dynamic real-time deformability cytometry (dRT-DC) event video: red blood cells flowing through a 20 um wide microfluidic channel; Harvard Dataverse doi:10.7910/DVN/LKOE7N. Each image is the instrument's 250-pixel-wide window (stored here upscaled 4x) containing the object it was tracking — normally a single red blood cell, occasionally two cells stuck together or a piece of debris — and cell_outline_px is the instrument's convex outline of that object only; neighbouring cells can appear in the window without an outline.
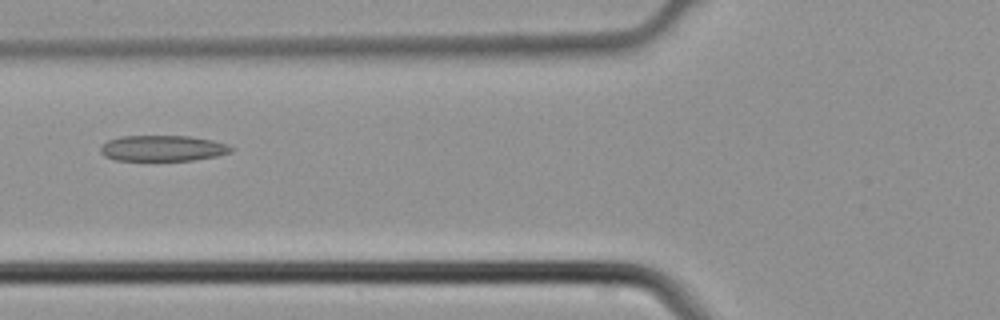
{"species": "common noctule bat (a hibernating species)", "species_latin": "Nyctalus noctula", "temperature_condition": "cold", "stored_images_in_passage": 4, "camera_frame_rate_fps": 3000, "um_per_image_px": 0.085, "animal": {"sex": "male", "body_mass_g": 21.5, "forearm_length_mm": 52.0}, "frame": {"image": 1, "passage_image": 4, "time_ms": 1.0, "image_size_px": [1000, 320], "cell_outline_px": [[236, 148], [232, 152], [216, 156], [192, 160], [116, 160], [104, 156], [100, 152], [100, 148], [108, 140], [120, 136], [188, 136], [212, 140], [228, 144]], "centroid_in_image_um": [13.86, 12.6], "position_along_channel_um": 111.9, "area_um2": 19.65}}